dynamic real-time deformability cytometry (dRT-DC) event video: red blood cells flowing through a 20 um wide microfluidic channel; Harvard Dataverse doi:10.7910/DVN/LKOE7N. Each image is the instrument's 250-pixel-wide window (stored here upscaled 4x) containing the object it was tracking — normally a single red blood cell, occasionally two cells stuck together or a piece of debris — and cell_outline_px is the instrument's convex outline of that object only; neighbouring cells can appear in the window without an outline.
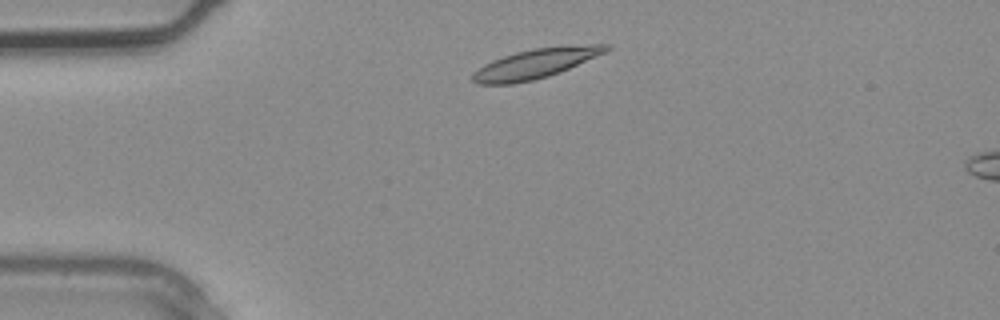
{"species": "common noctule bat (a hibernating species)", "species_latin": "Nyctalus noctula", "temperature_condition": "warm", "stored_images_in_passage": 2, "camera_frame_rate_fps": 3000, "um_per_image_px": 0.085, "animal": {"sex": "male", "body_mass_g": 20.4}, "frame": {"image": 1, "passage_image": 1, "time_ms": 0.0, "image_size_px": [1000, 320], "cell_outline_px": [[612, 48], [596, 56], [560, 72], [548, 76], [532, 80], [512, 84], [476, 84], [472, 80], [472, 76], [484, 64], [492, 60], [516, 52], [532, 48], [588, 44], [612, 44]], "centroid_in_image_um": [45.54, 5.39], "position_along_channel_um": 39.5, "area_um2": 22.77}}